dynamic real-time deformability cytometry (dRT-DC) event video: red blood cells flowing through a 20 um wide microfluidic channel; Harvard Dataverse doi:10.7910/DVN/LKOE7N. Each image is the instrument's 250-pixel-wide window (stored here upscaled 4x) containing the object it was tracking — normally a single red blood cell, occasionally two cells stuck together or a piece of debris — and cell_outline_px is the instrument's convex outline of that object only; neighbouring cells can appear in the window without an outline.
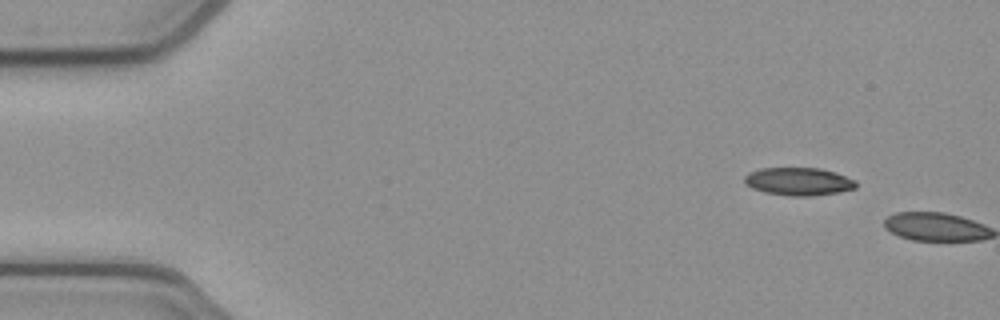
{"species": "common noctule bat (a hibernating species)", "species_latin": "Nyctalus noctula", "temperature_condition": "cold", "stored_images_in_passage": 2, "camera_frame_rate_fps": 3000, "um_per_image_px": 0.085, "animal": {"sex": "female", "body_mass_g": 21.9}, "frame": {"image": 1, "passage_image": 1, "time_ms": 0.0, "image_size_px": [1000, 320], "cell_outline_px": [[856, 188], [840, 192], [812, 196], [788, 196], [764, 192], [752, 188], [744, 184], [744, 176], [748, 172], [760, 168], [820, 168], [836, 172], [856, 180]], "centroid_in_image_um": [67.87, 15.43], "position_along_channel_um": 17.1, "area_um2": 18.38}}